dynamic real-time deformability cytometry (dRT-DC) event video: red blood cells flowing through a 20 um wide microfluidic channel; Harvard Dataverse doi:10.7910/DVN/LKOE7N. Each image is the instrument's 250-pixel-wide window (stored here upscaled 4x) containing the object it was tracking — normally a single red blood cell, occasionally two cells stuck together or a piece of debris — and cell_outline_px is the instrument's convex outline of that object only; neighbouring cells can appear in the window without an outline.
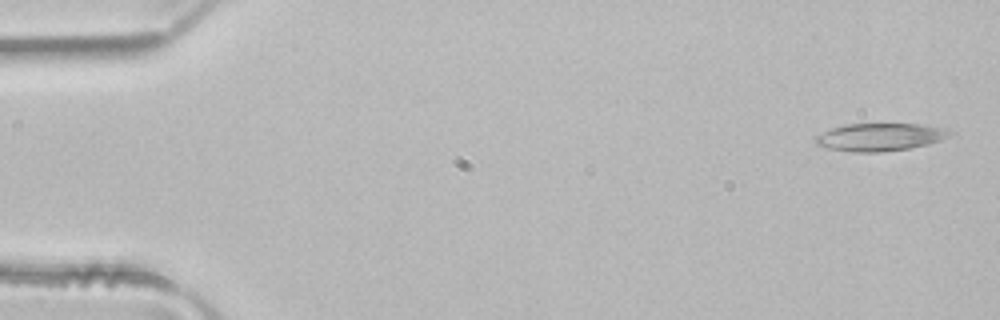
{"species": "common noctule bat (a hibernating species)", "species_latin": "Nyctalus noctula", "temperature_condition": "room temperature", "stored_images_in_passage": 3, "camera_frame_rate_fps": 3000, "um_per_image_px": 0.085, "animal": {"sex": "male", "body_mass_g": 21.5, "forearm_length_mm": 52.0}, "frame": {"image": 1, "passage_image": 1, "time_ms": 0.0, "image_size_px": [1000, 320], "cell_outline_px": [[956, 132], [940, 140], [928, 144], [908, 148], [880, 152], [852, 152], [828, 148], [816, 144], [816, 136], [832, 128], [848, 124], [924, 124]], "centroid_in_image_um": [74.81, 11.65], "position_along_channel_um": 10.2, "area_um2": 21.39}}
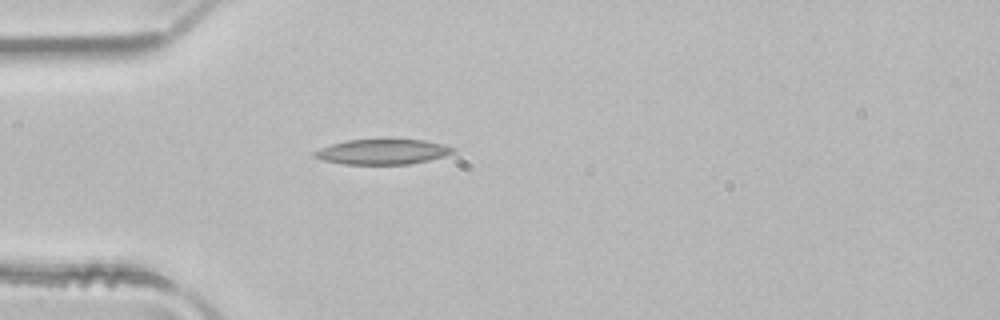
{"frame": {"image": 2, "passage_image": 3, "time_ms": 0.667, "image_size_px": [1000, 320], "cell_outline_px": [[456, 152], [444, 156], [428, 160], [408, 164], [344, 164], [324, 160], [312, 156], [312, 152], [320, 148], [332, 144], [348, 140], [424, 140], [444, 144], [456, 148]], "centroid_in_image_um": [32.54, 12.9], "position_along_channel_um": 52.5, "area_um2": 20.17}}